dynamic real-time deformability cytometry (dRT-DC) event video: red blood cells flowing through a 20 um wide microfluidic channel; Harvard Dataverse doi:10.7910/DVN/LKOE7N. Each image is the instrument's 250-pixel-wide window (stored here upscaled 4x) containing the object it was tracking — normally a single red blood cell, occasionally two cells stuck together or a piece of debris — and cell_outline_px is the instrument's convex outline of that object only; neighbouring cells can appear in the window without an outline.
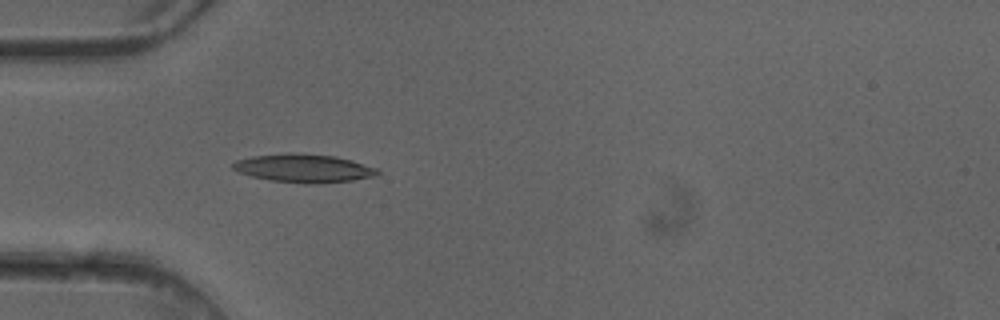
{"species": "common noctule bat (a hibernating species)", "species_latin": "Nyctalus noctula", "temperature_condition": "cold", "stored_images_in_passage": 1, "camera_frame_rate_fps": 3000, "um_per_image_px": 0.085, "animal": {"sex": "female"}, "frame": {"image": 1, "passage_image": 1, "time_ms": 0.0, "image_size_px": [1000, 320], "cell_outline_px": [[380, 172], [376, 176], [352, 180], [320, 184], [304, 184], [268, 180], [252, 176], [240, 172], [232, 168], [232, 164], [236, 160], [252, 156], [288, 152], [336, 156], [352, 160], [376, 168]], "centroid_in_image_um": [25.82, 14.3], "position_along_channel_um": 59.2, "area_um2": 24.04}}